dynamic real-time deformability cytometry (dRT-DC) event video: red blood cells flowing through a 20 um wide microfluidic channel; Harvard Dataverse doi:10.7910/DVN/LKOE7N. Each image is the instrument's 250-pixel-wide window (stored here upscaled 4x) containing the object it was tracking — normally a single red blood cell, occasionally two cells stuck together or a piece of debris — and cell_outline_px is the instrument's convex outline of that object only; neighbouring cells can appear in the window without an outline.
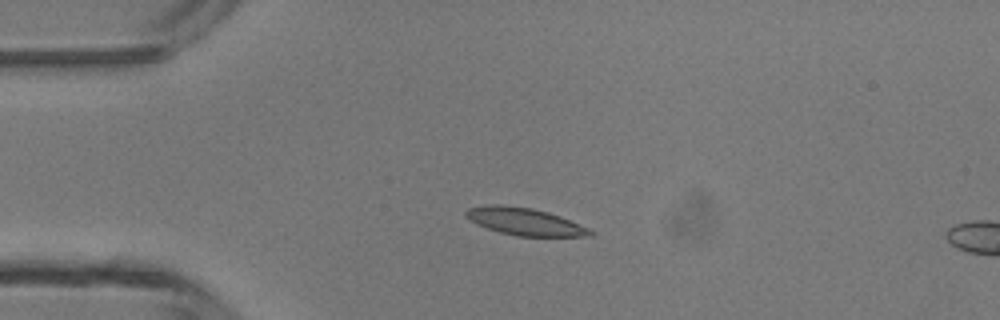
{"species": "common noctule bat (a hibernating species)", "species_latin": "Nyctalus noctula", "temperature_condition": "room temperature", "stored_images_in_passage": 4, "segment_of_instrument_passage": [1, 2], "camera_frame_rate_fps": 3000, "um_per_image_px": 0.085, "animal": {"sex": "male", "body_mass_g": 13.3}, "frame": {"image": 1, "passage_image": 2, "time_ms": 2.0, "image_size_px": [1000, 320], "cell_outline_px": [[596, 232], [592, 236], [516, 236], [500, 232], [476, 224], [464, 216], [464, 212], [468, 208], [488, 204], [500, 204], [532, 208], [548, 212], [560, 216], [588, 228]], "centroid_in_image_um": [44.58, 18.82], "position_along_channel_um": 40.4, "area_um2": 19.83}}